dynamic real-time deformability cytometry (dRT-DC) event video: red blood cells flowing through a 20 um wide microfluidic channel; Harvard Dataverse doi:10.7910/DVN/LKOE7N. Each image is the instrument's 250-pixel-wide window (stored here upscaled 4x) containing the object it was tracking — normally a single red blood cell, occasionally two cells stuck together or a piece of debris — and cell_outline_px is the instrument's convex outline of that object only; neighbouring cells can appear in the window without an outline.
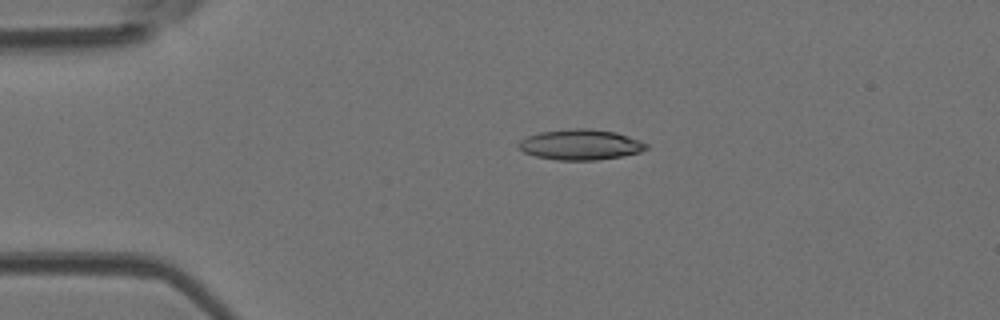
{"species": "Egyptian fruit bat (a non-hibernating species)", "species_latin": "Rousettus aegyptiacus", "temperature_condition": "room temperature", "stored_images_in_passage": 4, "camera_frame_rate_fps": 3000, "um_per_image_px": 0.085, "animal": {"sex": "female"}, "frame": {"image": 1, "passage_image": 3, "time_ms": 0.667, "image_size_px": [1000, 320], "cell_outline_px": [[648, 148], [640, 152], [624, 156], [596, 160], [556, 160], [536, 156], [524, 152], [516, 144], [520, 140], [528, 136], [540, 132], [572, 128], [588, 128], [616, 132], [640, 140], [648, 144]], "centroid_in_image_um": [49.36, 12.29], "position_along_channel_um": 35.6, "area_um2": 22.77}}
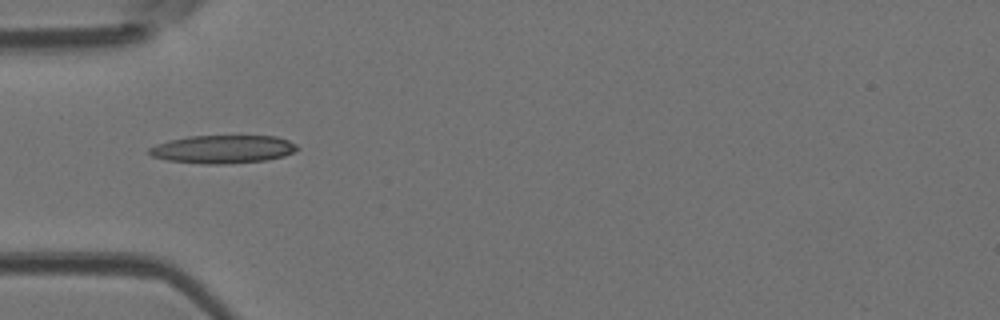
{"frame": {"image": 2, "passage_image": 4, "time_ms": 1.0, "image_size_px": [1000, 320], "cell_outline_px": [[300, 148], [284, 156], [264, 160], [224, 164], [204, 164], [168, 160], [152, 156], [148, 152], [148, 148], [156, 144], [168, 140], [188, 136], [276, 136], [288, 140], [296, 144]], "centroid_in_image_um": [18.92, 12.68], "position_along_channel_um": 66.1, "area_um2": 24.22}}